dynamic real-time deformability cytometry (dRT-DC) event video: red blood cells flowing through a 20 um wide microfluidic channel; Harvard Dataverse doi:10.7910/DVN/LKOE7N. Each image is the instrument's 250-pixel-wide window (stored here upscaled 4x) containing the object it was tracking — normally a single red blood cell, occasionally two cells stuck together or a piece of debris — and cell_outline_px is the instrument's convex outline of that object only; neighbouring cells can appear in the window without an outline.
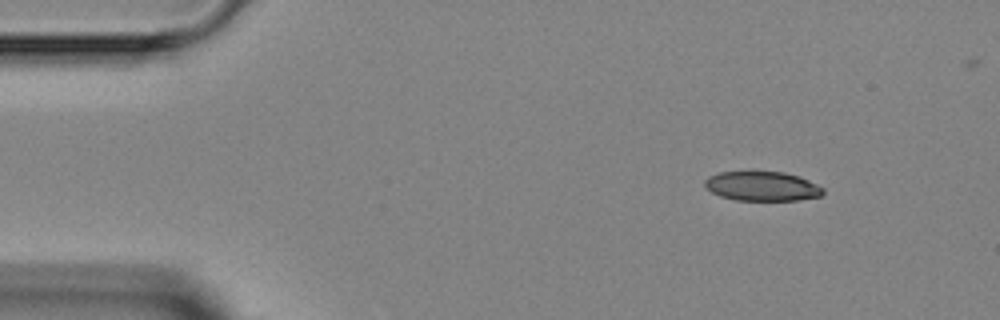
{"species": "Egyptian fruit bat (a non-hibernating species)", "species_latin": "Rousettus aegyptiacus", "temperature_condition": "room temperature", "stored_images_in_passage": 3, "camera_frame_rate_fps": 3000, "um_per_image_px": 0.085, "animal": {"sex": "female"}, "frame": {"image": 1, "passage_image": 1, "time_ms": 0.0, "image_size_px": [1000, 320], "cell_outline_px": [[824, 192], [820, 196], [800, 200], [736, 200], [720, 196], [704, 188], [704, 180], [708, 176], [720, 172], [784, 172], [800, 176], [824, 188]], "centroid_in_image_um": [64.77, 15.83], "position_along_channel_um": 20.2, "area_um2": 20.35}}